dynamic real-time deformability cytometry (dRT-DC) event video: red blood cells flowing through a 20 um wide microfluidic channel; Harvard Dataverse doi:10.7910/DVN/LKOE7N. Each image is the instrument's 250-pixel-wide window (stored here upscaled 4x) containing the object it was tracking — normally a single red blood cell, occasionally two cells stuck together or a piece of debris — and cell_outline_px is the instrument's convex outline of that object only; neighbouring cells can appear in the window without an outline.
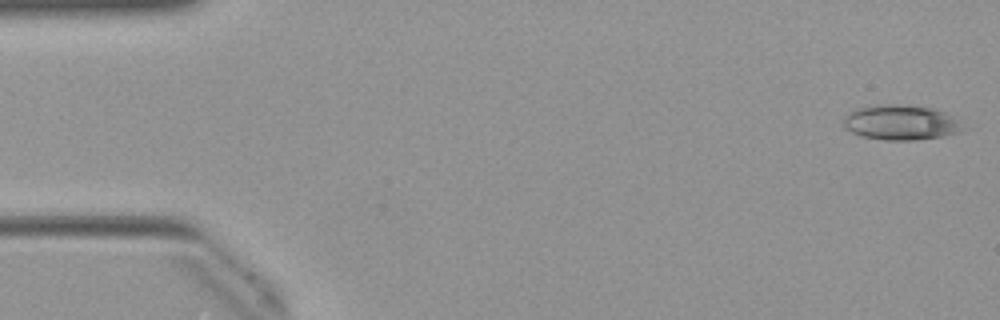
{"species": "Egyptian fruit bat (a non-hibernating species)", "species_latin": "Rousettus aegyptiacus", "temperature_condition": "warm", "stored_images_in_passage": 2, "camera_frame_rate_fps": 3000, "um_per_image_px": 0.085, "animal": {"sex": "female"}, "frame": {"image": 1, "passage_image": 1, "time_ms": 0.0, "image_size_px": [1000, 320], "cell_outline_px": [[968, 128], [960, 132], [944, 136], [916, 140], [884, 140], [860, 136], [844, 128], [844, 116], [848, 112], [856, 108], [868, 104], [900, 104], [932, 108], [944, 112]], "centroid_in_image_um": [76.54, 10.4], "position_along_channel_um": 8.5, "area_um2": 24.74}}